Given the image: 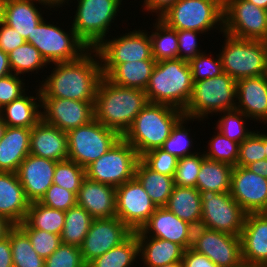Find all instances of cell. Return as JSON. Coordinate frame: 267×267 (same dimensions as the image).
Returning <instances> with one entry per match:
<instances>
[{"instance_id":"6da1fadb","label":"cell","mask_w":267,"mask_h":267,"mask_svg":"<svg viewBox=\"0 0 267 267\" xmlns=\"http://www.w3.org/2000/svg\"><path fill=\"white\" fill-rule=\"evenodd\" d=\"M43 79L37 80L41 98H61L95 102L97 88L103 78L101 60L95 49H89L79 59L50 64Z\"/></svg>"},{"instance_id":"7a4b0ae2","label":"cell","mask_w":267,"mask_h":267,"mask_svg":"<svg viewBox=\"0 0 267 267\" xmlns=\"http://www.w3.org/2000/svg\"><path fill=\"white\" fill-rule=\"evenodd\" d=\"M148 103L144 90L118 86L103 76L94 102V119L123 137Z\"/></svg>"},{"instance_id":"3957f363","label":"cell","mask_w":267,"mask_h":267,"mask_svg":"<svg viewBox=\"0 0 267 267\" xmlns=\"http://www.w3.org/2000/svg\"><path fill=\"white\" fill-rule=\"evenodd\" d=\"M193 85L188 61L179 58L161 60L153 68L145 93L149 103L167 104L184 110Z\"/></svg>"},{"instance_id":"277c9868","label":"cell","mask_w":267,"mask_h":267,"mask_svg":"<svg viewBox=\"0 0 267 267\" xmlns=\"http://www.w3.org/2000/svg\"><path fill=\"white\" fill-rule=\"evenodd\" d=\"M183 116V110L173 106L148 103L135 117L123 138L141 156L147 151L160 148Z\"/></svg>"},{"instance_id":"5b68a950","label":"cell","mask_w":267,"mask_h":267,"mask_svg":"<svg viewBox=\"0 0 267 267\" xmlns=\"http://www.w3.org/2000/svg\"><path fill=\"white\" fill-rule=\"evenodd\" d=\"M76 4L75 15L71 20V27L77 37L88 47L95 49L105 38L109 37L108 33L112 23L117 21L118 15L124 8V0H73ZM69 2V7L73 3ZM123 4V6H121ZM73 21V22H72ZM108 35V36H107Z\"/></svg>"},{"instance_id":"8992f818","label":"cell","mask_w":267,"mask_h":267,"mask_svg":"<svg viewBox=\"0 0 267 267\" xmlns=\"http://www.w3.org/2000/svg\"><path fill=\"white\" fill-rule=\"evenodd\" d=\"M219 55L222 70L235 81L267 74V42L232 37L222 33Z\"/></svg>"},{"instance_id":"52a82bcc","label":"cell","mask_w":267,"mask_h":267,"mask_svg":"<svg viewBox=\"0 0 267 267\" xmlns=\"http://www.w3.org/2000/svg\"><path fill=\"white\" fill-rule=\"evenodd\" d=\"M236 96V81L224 72L194 82L184 116L206 121L216 113L235 109Z\"/></svg>"},{"instance_id":"ba28073f","label":"cell","mask_w":267,"mask_h":267,"mask_svg":"<svg viewBox=\"0 0 267 267\" xmlns=\"http://www.w3.org/2000/svg\"><path fill=\"white\" fill-rule=\"evenodd\" d=\"M160 19L176 30L199 31L205 35L218 30L216 33L222 35L223 2L221 0H177Z\"/></svg>"},{"instance_id":"9c48e42d","label":"cell","mask_w":267,"mask_h":267,"mask_svg":"<svg viewBox=\"0 0 267 267\" xmlns=\"http://www.w3.org/2000/svg\"><path fill=\"white\" fill-rule=\"evenodd\" d=\"M55 23L44 18L26 40L40 52L48 65L75 61L89 50L71 25L66 26H70L67 32V28L65 30L58 22Z\"/></svg>"},{"instance_id":"30bf717a","label":"cell","mask_w":267,"mask_h":267,"mask_svg":"<svg viewBox=\"0 0 267 267\" xmlns=\"http://www.w3.org/2000/svg\"><path fill=\"white\" fill-rule=\"evenodd\" d=\"M130 31L128 29L119 36H109L105 38L95 50L101 60L103 76H107L118 64L126 62H136L141 60H155L152 56L151 40L149 31L140 30ZM137 29V30H136Z\"/></svg>"},{"instance_id":"8fae6325","label":"cell","mask_w":267,"mask_h":267,"mask_svg":"<svg viewBox=\"0 0 267 267\" xmlns=\"http://www.w3.org/2000/svg\"><path fill=\"white\" fill-rule=\"evenodd\" d=\"M139 160L135 148L121 137L105 154L85 168L86 177L118 187L135 177Z\"/></svg>"},{"instance_id":"7c38bea8","label":"cell","mask_w":267,"mask_h":267,"mask_svg":"<svg viewBox=\"0 0 267 267\" xmlns=\"http://www.w3.org/2000/svg\"><path fill=\"white\" fill-rule=\"evenodd\" d=\"M121 136L93 119L67 132L68 159L86 168L105 154Z\"/></svg>"},{"instance_id":"4fadbf2b","label":"cell","mask_w":267,"mask_h":267,"mask_svg":"<svg viewBox=\"0 0 267 267\" xmlns=\"http://www.w3.org/2000/svg\"><path fill=\"white\" fill-rule=\"evenodd\" d=\"M202 220L200 226L240 236L247 213L230 192L199 191Z\"/></svg>"},{"instance_id":"5bb4252c","label":"cell","mask_w":267,"mask_h":267,"mask_svg":"<svg viewBox=\"0 0 267 267\" xmlns=\"http://www.w3.org/2000/svg\"><path fill=\"white\" fill-rule=\"evenodd\" d=\"M223 32L235 38L267 42V10L246 0H225Z\"/></svg>"},{"instance_id":"9a60e30c","label":"cell","mask_w":267,"mask_h":267,"mask_svg":"<svg viewBox=\"0 0 267 267\" xmlns=\"http://www.w3.org/2000/svg\"><path fill=\"white\" fill-rule=\"evenodd\" d=\"M191 248L218 267H244L240 236L198 226L194 228Z\"/></svg>"},{"instance_id":"2e32d148","label":"cell","mask_w":267,"mask_h":267,"mask_svg":"<svg viewBox=\"0 0 267 267\" xmlns=\"http://www.w3.org/2000/svg\"><path fill=\"white\" fill-rule=\"evenodd\" d=\"M156 208L136 177L116 187V217L132 232L140 230Z\"/></svg>"},{"instance_id":"e0dca14e","label":"cell","mask_w":267,"mask_h":267,"mask_svg":"<svg viewBox=\"0 0 267 267\" xmlns=\"http://www.w3.org/2000/svg\"><path fill=\"white\" fill-rule=\"evenodd\" d=\"M132 233L118 217L93 219L80 246L84 263L87 265L95 258L120 245Z\"/></svg>"},{"instance_id":"ac0fdd59","label":"cell","mask_w":267,"mask_h":267,"mask_svg":"<svg viewBox=\"0 0 267 267\" xmlns=\"http://www.w3.org/2000/svg\"><path fill=\"white\" fill-rule=\"evenodd\" d=\"M42 119L68 132L94 119V102L61 98H41Z\"/></svg>"},{"instance_id":"d6986e66","label":"cell","mask_w":267,"mask_h":267,"mask_svg":"<svg viewBox=\"0 0 267 267\" xmlns=\"http://www.w3.org/2000/svg\"><path fill=\"white\" fill-rule=\"evenodd\" d=\"M230 194L247 214L267 209V179L246 167H233Z\"/></svg>"},{"instance_id":"ffe728a7","label":"cell","mask_w":267,"mask_h":267,"mask_svg":"<svg viewBox=\"0 0 267 267\" xmlns=\"http://www.w3.org/2000/svg\"><path fill=\"white\" fill-rule=\"evenodd\" d=\"M194 228L165 207H157L142 228L134 233L136 236L165 239L186 250L192 246Z\"/></svg>"},{"instance_id":"44dd1931","label":"cell","mask_w":267,"mask_h":267,"mask_svg":"<svg viewBox=\"0 0 267 267\" xmlns=\"http://www.w3.org/2000/svg\"><path fill=\"white\" fill-rule=\"evenodd\" d=\"M240 240L244 267H267V216L264 213L246 215Z\"/></svg>"},{"instance_id":"7402d4cb","label":"cell","mask_w":267,"mask_h":267,"mask_svg":"<svg viewBox=\"0 0 267 267\" xmlns=\"http://www.w3.org/2000/svg\"><path fill=\"white\" fill-rule=\"evenodd\" d=\"M56 163L32 154L21 162L16 174L30 202L40 201L53 184Z\"/></svg>"},{"instance_id":"603a6c76","label":"cell","mask_w":267,"mask_h":267,"mask_svg":"<svg viewBox=\"0 0 267 267\" xmlns=\"http://www.w3.org/2000/svg\"><path fill=\"white\" fill-rule=\"evenodd\" d=\"M47 10L52 11L37 0H0V19L17 31L25 41L45 18L44 11L50 12Z\"/></svg>"},{"instance_id":"cb8c5ba5","label":"cell","mask_w":267,"mask_h":267,"mask_svg":"<svg viewBox=\"0 0 267 267\" xmlns=\"http://www.w3.org/2000/svg\"><path fill=\"white\" fill-rule=\"evenodd\" d=\"M236 107L255 123H267V74L236 81Z\"/></svg>"},{"instance_id":"d4e9b609","label":"cell","mask_w":267,"mask_h":267,"mask_svg":"<svg viewBox=\"0 0 267 267\" xmlns=\"http://www.w3.org/2000/svg\"><path fill=\"white\" fill-rule=\"evenodd\" d=\"M77 205L84 208L93 219L116 217V187L95 182L87 177L76 196Z\"/></svg>"},{"instance_id":"484cf974","label":"cell","mask_w":267,"mask_h":267,"mask_svg":"<svg viewBox=\"0 0 267 267\" xmlns=\"http://www.w3.org/2000/svg\"><path fill=\"white\" fill-rule=\"evenodd\" d=\"M30 154L54 161L67 160V132L41 119L31 129Z\"/></svg>"},{"instance_id":"4316f807","label":"cell","mask_w":267,"mask_h":267,"mask_svg":"<svg viewBox=\"0 0 267 267\" xmlns=\"http://www.w3.org/2000/svg\"><path fill=\"white\" fill-rule=\"evenodd\" d=\"M29 206L17 174L0 171V216L19 225L26 219Z\"/></svg>"},{"instance_id":"83f0119b","label":"cell","mask_w":267,"mask_h":267,"mask_svg":"<svg viewBox=\"0 0 267 267\" xmlns=\"http://www.w3.org/2000/svg\"><path fill=\"white\" fill-rule=\"evenodd\" d=\"M29 94L28 90L19 98L0 109V116L8 127L32 129L41 119V91L39 86ZM40 109V110H39Z\"/></svg>"},{"instance_id":"f1b7e54d","label":"cell","mask_w":267,"mask_h":267,"mask_svg":"<svg viewBox=\"0 0 267 267\" xmlns=\"http://www.w3.org/2000/svg\"><path fill=\"white\" fill-rule=\"evenodd\" d=\"M29 128H6L0 140V171L17 172L21 162L30 154Z\"/></svg>"},{"instance_id":"f546056e","label":"cell","mask_w":267,"mask_h":267,"mask_svg":"<svg viewBox=\"0 0 267 267\" xmlns=\"http://www.w3.org/2000/svg\"><path fill=\"white\" fill-rule=\"evenodd\" d=\"M141 267H161L182 261L184 249L177 243L149 236H137Z\"/></svg>"},{"instance_id":"4dcf8cb0","label":"cell","mask_w":267,"mask_h":267,"mask_svg":"<svg viewBox=\"0 0 267 267\" xmlns=\"http://www.w3.org/2000/svg\"><path fill=\"white\" fill-rule=\"evenodd\" d=\"M164 207L195 228L201 224V196L197 188L174 185L172 193Z\"/></svg>"},{"instance_id":"1f68e13d","label":"cell","mask_w":267,"mask_h":267,"mask_svg":"<svg viewBox=\"0 0 267 267\" xmlns=\"http://www.w3.org/2000/svg\"><path fill=\"white\" fill-rule=\"evenodd\" d=\"M155 64V60H141L118 64L106 78L118 86L145 91Z\"/></svg>"},{"instance_id":"d6a6232c","label":"cell","mask_w":267,"mask_h":267,"mask_svg":"<svg viewBox=\"0 0 267 267\" xmlns=\"http://www.w3.org/2000/svg\"><path fill=\"white\" fill-rule=\"evenodd\" d=\"M135 177L157 207L166 205L174 188L172 176L155 172L139 160L135 169Z\"/></svg>"},{"instance_id":"836d02e7","label":"cell","mask_w":267,"mask_h":267,"mask_svg":"<svg viewBox=\"0 0 267 267\" xmlns=\"http://www.w3.org/2000/svg\"><path fill=\"white\" fill-rule=\"evenodd\" d=\"M65 222V212L47 207L39 201L30 202L26 219L18 226L21 229H40L61 235Z\"/></svg>"},{"instance_id":"e575fe53","label":"cell","mask_w":267,"mask_h":267,"mask_svg":"<svg viewBox=\"0 0 267 267\" xmlns=\"http://www.w3.org/2000/svg\"><path fill=\"white\" fill-rule=\"evenodd\" d=\"M233 166L205 158L197 176L196 188L199 191L230 192Z\"/></svg>"},{"instance_id":"d590c367","label":"cell","mask_w":267,"mask_h":267,"mask_svg":"<svg viewBox=\"0 0 267 267\" xmlns=\"http://www.w3.org/2000/svg\"><path fill=\"white\" fill-rule=\"evenodd\" d=\"M139 244L133 232L120 245L89 262L86 267H135L139 263ZM136 262V264H135Z\"/></svg>"},{"instance_id":"8d00e7d4","label":"cell","mask_w":267,"mask_h":267,"mask_svg":"<svg viewBox=\"0 0 267 267\" xmlns=\"http://www.w3.org/2000/svg\"><path fill=\"white\" fill-rule=\"evenodd\" d=\"M153 28L149 32L152 56L156 62L161 60L178 59L177 30L170 28L160 18L154 19Z\"/></svg>"},{"instance_id":"74e56055","label":"cell","mask_w":267,"mask_h":267,"mask_svg":"<svg viewBox=\"0 0 267 267\" xmlns=\"http://www.w3.org/2000/svg\"><path fill=\"white\" fill-rule=\"evenodd\" d=\"M8 58L12 73L23 77L27 76L26 73L27 77L32 74L40 75L38 72L42 73L49 66L40 52L28 42L11 51Z\"/></svg>"},{"instance_id":"f35d334b","label":"cell","mask_w":267,"mask_h":267,"mask_svg":"<svg viewBox=\"0 0 267 267\" xmlns=\"http://www.w3.org/2000/svg\"><path fill=\"white\" fill-rule=\"evenodd\" d=\"M192 121L193 122L198 121L197 124L200 122V125L201 121L202 123L204 122L201 119H193L183 116L173 127L170 136L165 140V142L160 148L176 156L177 158H182L188 155H192L195 154L196 151H199L200 148L198 147L196 150L194 149L195 145L193 143L196 141L195 138L193 139L192 137H195L196 135L195 134L193 135L191 133V130L193 129L192 127L190 129V127L188 126L190 122L193 124Z\"/></svg>"},{"instance_id":"ab89813d","label":"cell","mask_w":267,"mask_h":267,"mask_svg":"<svg viewBox=\"0 0 267 267\" xmlns=\"http://www.w3.org/2000/svg\"><path fill=\"white\" fill-rule=\"evenodd\" d=\"M10 238L13 267H44L45 260L33 249L27 234L14 225L7 235Z\"/></svg>"},{"instance_id":"60d3db41","label":"cell","mask_w":267,"mask_h":267,"mask_svg":"<svg viewBox=\"0 0 267 267\" xmlns=\"http://www.w3.org/2000/svg\"><path fill=\"white\" fill-rule=\"evenodd\" d=\"M92 220V216L77 204L65 211L64 228L61 234L62 243L80 247Z\"/></svg>"},{"instance_id":"b9f144b4","label":"cell","mask_w":267,"mask_h":267,"mask_svg":"<svg viewBox=\"0 0 267 267\" xmlns=\"http://www.w3.org/2000/svg\"><path fill=\"white\" fill-rule=\"evenodd\" d=\"M216 115L218 116V120L214 123L216 128L213 126V129L239 144L247 139L254 131V128L251 130L248 125L251 119L237 109L222 111L216 113L214 116Z\"/></svg>"},{"instance_id":"7bdbcfd3","label":"cell","mask_w":267,"mask_h":267,"mask_svg":"<svg viewBox=\"0 0 267 267\" xmlns=\"http://www.w3.org/2000/svg\"><path fill=\"white\" fill-rule=\"evenodd\" d=\"M207 142L206 151L203 149L207 159L227 163L233 167L237 165L239 143L230 140L217 130Z\"/></svg>"},{"instance_id":"ee69618b","label":"cell","mask_w":267,"mask_h":267,"mask_svg":"<svg viewBox=\"0 0 267 267\" xmlns=\"http://www.w3.org/2000/svg\"><path fill=\"white\" fill-rule=\"evenodd\" d=\"M86 178V169L69 159L57 161L53 184L73 192L76 196Z\"/></svg>"},{"instance_id":"f6af8a7d","label":"cell","mask_w":267,"mask_h":267,"mask_svg":"<svg viewBox=\"0 0 267 267\" xmlns=\"http://www.w3.org/2000/svg\"><path fill=\"white\" fill-rule=\"evenodd\" d=\"M201 151L178 158L177 168L173 176L174 185L196 188L197 176L202 161L206 158L203 149Z\"/></svg>"},{"instance_id":"bcb514c9","label":"cell","mask_w":267,"mask_h":267,"mask_svg":"<svg viewBox=\"0 0 267 267\" xmlns=\"http://www.w3.org/2000/svg\"><path fill=\"white\" fill-rule=\"evenodd\" d=\"M213 55L211 51L207 53V50H205L189 61L193 83L203 79L214 78L223 73L220 55L216 54L215 58Z\"/></svg>"},{"instance_id":"7dc6e473","label":"cell","mask_w":267,"mask_h":267,"mask_svg":"<svg viewBox=\"0 0 267 267\" xmlns=\"http://www.w3.org/2000/svg\"><path fill=\"white\" fill-rule=\"evenodd\" d=\"M263 130L255 129L253 133L239 144V157L237 165L246 167L248 164L266 159L264 151V127ZM259 130V131H258Z\"/></svg>"},{"instance_id":"c3c4849f","label":"cell","mask_w":267,"mask_h":267,"mask_svg":"<svg viewBox=\"0 0 267 267\" xmlns=\"http://www.w3.org/2000/svg\"><path fill=\"white\" fill-rule=\"evenodd\" d=\"M140 160L151 170L167 176H174L178 158L169 152L155 148L140 156Z\"/></svg>"},{"instance_id":"681fc988","label":"cell","mask_w":267,"mask_h":267,"mask_svg":"<svg viewBox=\"0 0 267 267\" xmlns=\"http://www.w3.org/2000/svg\"><path fill=\"white\" fill-rule=\"evenodd\" d=\"M44 267H86L80 247L63 244L45 259Z\"/></svg>"},{"instance_id":"f907efd6","label":"cell","mask_w":267,"mask_h":267,"mask_svg":"<svg viewBox=\"0 0 267 267\" xmlns=\"http://www.w3.org/2000/svg\"><path fill=\"white\" fill-rule=\"evenodd\" d=\"M29 237L33 249L44 260L48 258L62 243L61 235L40 229H22Z\"/></svg>"},{"instance_id":"816d5d0a","label":"cell","mask_w":267,"mask_h":267,"mask_svg":"<svg viewBox=\"0 0 267 267\" xmlns=\"http://www.w3.org/2000/svg\"><path fill=\"white\" fill-rule=\"evenodd\" d=\"M24 78L13 73L0 78V109L22 96L29 89L30 86H26L29 83H24L28 80Z\"/></svg>"},{"instance_id":"f5cc1de1","label":"cell","mask_w":267,"mask_h":267,"mask_svg":"<svg viewBox=\"0 0 267 267\" xmlns=\"http://www.w3.org/2000/svg\"><path fill=\"white\" fill-rule=\"evenodd\" d=\"M39 202L47 207L65 212L77 204V199L73 192L52 184Z\"/></svg>"},{"instance_id":"db71d44e","label":"cell","mask_w":267,"mask_h":267,"mask_svg":"<svg viewBox=\"0 0 267 267\" xmlns=\"http://www.w3.org/2000/svg\"><path fill=\"white\" fill-rule=\"evenodd\" d=\"M201 34L205 35V33L199 31L177 30L179 59L189 62L192 58L205 51L201 47L202 45L198 42V40L202 41L201 39H198L202 36Z\"/></svg>"},{"instance_id":"11a10c76","label":"cell","mask_w":267,"mask_h":267,"mask_svg":"<svg viewBox=\"0 0 267 267\" xmlns=\"http://www.w3.org/2000/svg\"><path fill=\"white\" fill-rule=\"evenodd\" d=\"M24 43L25 39L0 19V49L9 54Z\"/></svg>"},{"instance_id":"9f6ffc18","label":"cell","mask_w":267,"mask_h":267,"mask_svg":"<svg viewBox=\"0 0 267 267\" xmlns=\"http://www.w3.org/2000/svg\"><path fill=\"white\" fill-rule=\"evenodd\" d=\"M183 267H218L207 256L200 254L191 247L184 250Z\"/></svg>"},{"instance_id":"6f0895ef","label":"cell","mask_w":267,"mask_h":267,"mask_svg":"<svg viewBox=\"0 0 267 267\" xmlns=\"http://www.w3.org/2000/svg\"><path fill=\"white\" fill-rule=\"evenodd\" d=\"M177 0H143V9L146 13L155 14V18H160Z\"/></svg>"},{"instance_id":"680465c9","label":"cell","mask_w":267,"mask_h":267,"mask_svg":"<svg viewBox=\"0 0 267 267\" xmlns=\"http://www.w3.org/2000/svg\"><path fill=\"white\" fill-rule=\"evenodd\" d=\"M0 267H13L10 238L0 240Z\"/></svg>"},{"instance_id":"91938a15","label":"cell","mask_w":267,"mask_h":267,"mask_svg":"<svg viewBox=\"0 0 267 267\" xmlns=\"http://www.w3.org/2000/svg\"><path fill=\"white\" fill-rule=\"evenodd\" d=\"M248 170L267 179V159L252 162L246 166Z\"/></svg>"},{"instance_id":"94428289","label":"cell","mask_w":267,"mask_h":267,"mask_svg":"<svg viewBox=\"0 0 267 267\" xmlns=\"http://www.w3.org/2000/svg\"><path fill=\"white\" fill-rule=\"evenodd\" d=\"M12 74L8 54L0 49V78Z\"/></svg>"},{"instance_id":"6125c7cd","label":"cell","mask_w":267,"mask_h":267,"mask_svg":"<svg viewBox=\"0 0 267 267\" xmlns=\"http://www.w3.org/2000/svg\"><path fill=\"white\" fill-rule=\"evenodd\" d=\"M37 1L45 4L46 6H48L51 9L53 8L52 12H54V10L58 11L59 8H61V7L63 8V7H65V5L68 6L70 0H37Z\"/></svg>"},{"instance_id":"be15d7a7","label":"cell","mask_w":267,"mask_h":267,"mask_svg":"<svg viewBox=\"0 0 267 267\" xmlns=\"http://www.w3.org/2000/svg\"><path fill=\"white\" fill-rule=\"evenodd\" d=\"M14 225L4 217L0 216V240L8 235L9 230Z\"/></svg>"},{"instance_id":"e7e4bbea","label":"cell","mask_w":267,"mask_h":267,"mask_svg":"<svg viewBox=\"0 0 267 267\" xmlns=\"http://www.w3.org/2000/svg\"><path fill=\"white\" fill-rule=\"evenodd\" d=\"M246 1L253 3L262 9L267 10V0H246Z\"/></svg>"},{"instance_id":"03108f58","label":"cell","mask_w":267,"mask_h":267,"mask_svg":"<svg viewBox=\"0 0 267 267\" xmlns=\"http://www.w3.org/2000/svg\"><path fill=\"white\" fill-rule=\"evenodd\" d=\"M7 128V125L3 122L1 116H0V140L3 138L4 132Z\"/></svg>"},{"instance_id":"003e7915","label":"cell","mask_w":267,"mask_h":267,"mask_svg":"<svg viewBox=\"0 0 267 267\" xmlns=\"http://www.w3.org/2000/svg\"><path fill=\"white\" fill-rule=\"evenodd\" d=\"M161 267H183V263H182V261H178V262H174L171 264L163 265Z\"/></svg>"},{"instance_id":"a7ac6f4b","label":"cell","mask_w":267,"mask_h":267,"mask_svg":"<svg viewBox=\"0 0 267 267\" xmlns=\"http://www.w3.org/2000/svg\"><path fill=\"white\" fill-rule=\"evenodd\" d=\"M265 131H264V151H265V156H266V159H267V130H266V127L264 128Z\"/></svg>"},{"instance_id":"89a4df30","label":"cell","mask_w":267,"mask_h":267,"mask_svg":"<svg viewBox=\"0 0 267 267\" xmlns=\"http://www.w3.org/2000/svg\"><path fill=\"white\" fill-rule=\"evenodd\" d=\"M263 213L267 216V209Z\"/></svg>"}]
</instances>
